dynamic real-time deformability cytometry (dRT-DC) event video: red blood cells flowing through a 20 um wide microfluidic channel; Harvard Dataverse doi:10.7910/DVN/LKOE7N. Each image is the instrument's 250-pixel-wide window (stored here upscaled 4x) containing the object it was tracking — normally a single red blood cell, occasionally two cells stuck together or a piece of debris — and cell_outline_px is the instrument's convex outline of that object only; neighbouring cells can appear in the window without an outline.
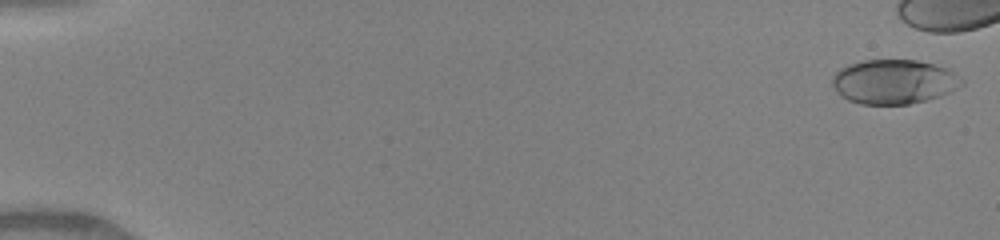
{"species": "human", "species_latin": "Homo sapiens", "temperature_condition": "warm", "stored_images_in_passage": 41, "camera_frame_rate_fps": 3000, "um_per_image_px": 0.085, "donor": {"sex": "female"}, "frame": {"image": 1, "passage_image": 1, "time_ms": 0.0, "image_size_px": [1000, 240], "cell_outline_px": [[964, 84], [940, 96], [908, 104], [860, 104], [848, 100], [840, 96], [836, 92], [832, 84], [832, 76], [840, 68], [848, 64], [864, 60], [916, 60], [948, 68], [964, 80]], "centroid_in_image_um": [75.95, 6.94], "position_along_channel_um": 9.1, "area_um2": 33.52}}
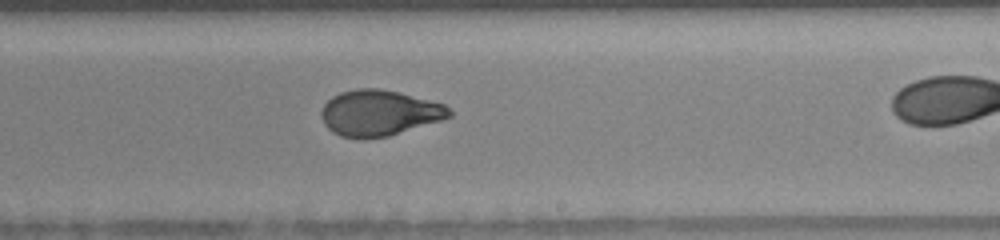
{"frame": {"image": 2, "passage_image": 31, "time_ms": 10.0, "image_size_px": [1000, 240], "cell_outline_px": [[452, 116], [440, 120], [388, 136], [340, 136], [332, 132], [324, 124], [320, 112], [324, 104], [332, 96], [340, 92], [356, 88], [380, 88], [400, 92], [444, 104], [452, 112]], "centroid_in_image_um": [32.21, 9.56], "position_along_channel_um": 256.8, "area_um2": 33.64}}
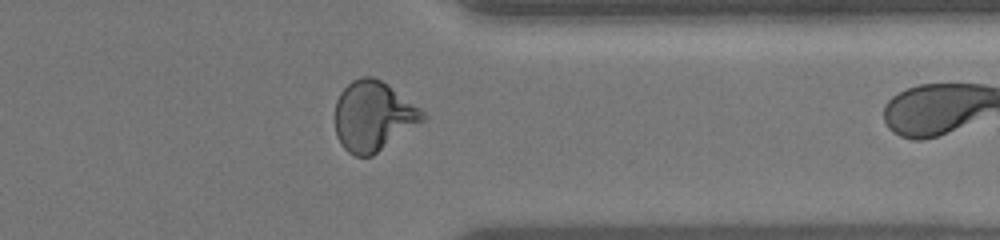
{"frame": {"image": 3, "passage_image": 40, "time_ms": 13.0, "image_size_px": [1000, 240], "cell_outline_px": [[428, 116], [424, 120], [372, 156], [356, 156], [348, 152], [340, 144], [336, 136], [336, 100], [340, 92], [352, 80], [360, 76], [372, 76], [388, 84], [420, 108]], "centroid_in_image_um": [31.71, 9.86], "position_along_channel_um": 379.7, "area_um2": 35.55}}